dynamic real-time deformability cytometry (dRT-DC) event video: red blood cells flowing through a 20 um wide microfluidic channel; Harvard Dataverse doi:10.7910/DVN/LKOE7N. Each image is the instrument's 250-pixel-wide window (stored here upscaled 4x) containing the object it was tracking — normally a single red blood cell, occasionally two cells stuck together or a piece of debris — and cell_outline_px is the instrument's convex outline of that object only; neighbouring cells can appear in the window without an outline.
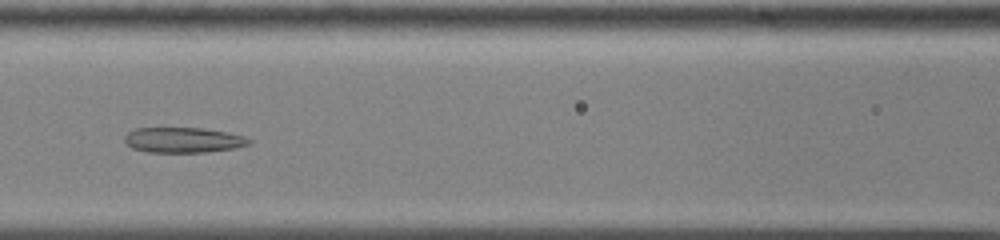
{"species": "common noctule bat (a hibernating species)", "species_latin": "Nyctalus noctula", "temperature_condition": "cold", "stored_images_in_passage": 50, "camera_frame_rate_fps": 3000, "um_per_image_px": 0.085, "animal": {"sex": "male", "body_mass_g": 13.0, "forearm_length_mm": 53.1}, "frame": {"image": 1, "passage_image": 19, "time_ms": 6.0, "image_size_px": [1000, 240], "cell_outline_px": [[252, 140], [248, 144], [232, 148], [204, 152], [148, 152], [132, 148], [124, 140], [124, 136], [128, 132], [136, 128], [204, 128], [228, 132], [244, 136]], "centroid_in_image_um": [15.55, 11.89], "position_along_channel_um": 151.0, "area_um2": 18.21}}
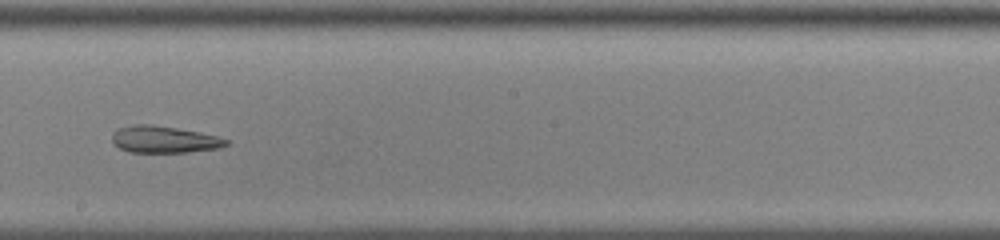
{"frame": {"image": 2, "passage_image": 26, "time_ms": 8.333, "image_size_px": [1000, 240], "cell_outline_px": [[232, 144], [220, 148], [188, 152], [128, 152], [120, 148], [112, 140], [112, 132], [116, 128], [132, 124], [152, 124], [200, 132], [216, 136], [228, 140]], "centroid_in_image_um": [13.95, 11.85], "position_along_channel_um": 234.2, "area_um2": 18.03}}
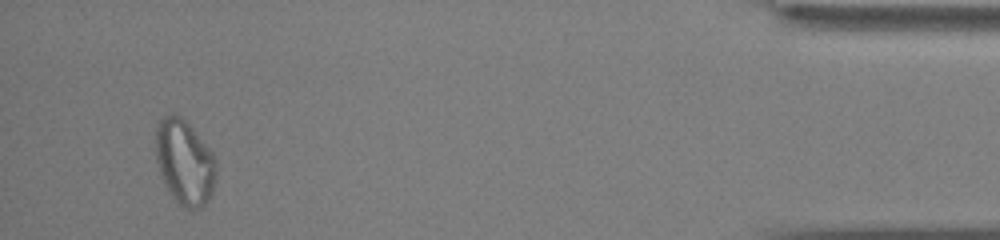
{"frame": {"image": 3, "passage_image": 47, "time_ms": 15.333, "image_size_px": [1000, 240], "cell_outline_px": [[216, 176], [212, 192], [208, 200], [204, 204], [196, 208], [184, 208], [172, 196], [164, 184], [160, 176], [156, 160], [156, 128], [160, 120], [164, 116], [180, 116], [192, 128], [212, 152], [216, 160]], "centroid_in_image_um": [15.68, 13.81], "position_along_channel_um": 419.5, "area_um2": 29.59}, "authors_computed_cell_mechanics": {"area_um2": 23.9581, "velocity_mm_per_s": 3.5752, "shape_relaxation_time_tau1_ms": null, "shape_relaxation_time_tau2_ms": 3.9578, "deformation_change_tau1": null, "deformation_change_tau2": 0.1362}}